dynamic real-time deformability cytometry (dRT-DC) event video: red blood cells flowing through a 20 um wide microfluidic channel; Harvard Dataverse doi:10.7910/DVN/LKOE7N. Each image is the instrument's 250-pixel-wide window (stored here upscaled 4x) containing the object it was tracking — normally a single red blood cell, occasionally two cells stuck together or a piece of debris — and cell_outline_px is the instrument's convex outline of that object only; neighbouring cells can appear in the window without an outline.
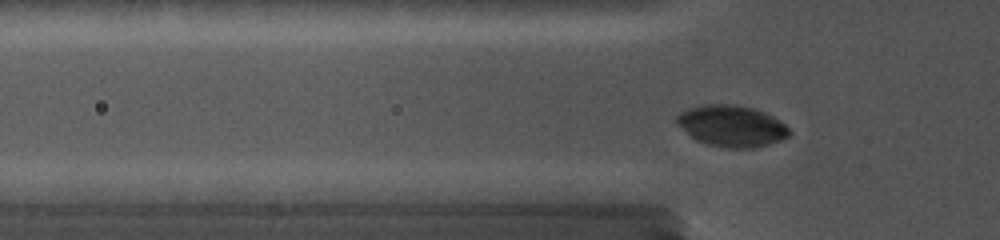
{"species": "common noctule bat (a hibernating species)", "species_latin": "Nyctalus noctula", "temperature_condition": "cold", "stored_images_in_passage": 65, "camera_frame_rate_fps": 5000, "um_per_image_px": 0.085, "animal": {"sex": "female", "body_mass_g": 19.0, "forearm_length_mm": 56.7}, "frame": {"image": 1, "passage_image": 16, "time_ms": 3.4, "image_size_px": [1000, 240], "cell_outline_px": [[792, 132], [788, 136], [780, 140], [768, 144], [752, 148], [732, 148], [708, 144], [696, 140], [676, 124], [676, 116], [680, 112], [688, 108], [704, 104], [732, 104], [752, 108], [764, 112], [780, 120]], "centroid_in_image_um": [62.17, 10.7], "position_along_channel_um": 63.6, "area_um2": 26.99}}
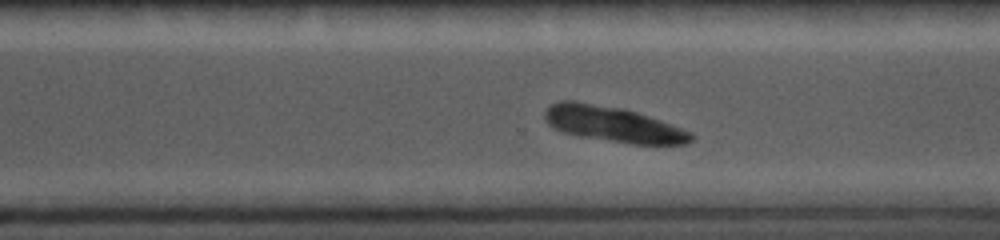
{"frame": {"image": 2, "passage_image": 47, "time_ms": 10.2, "image_size_px": [1000, 240], "cell_outline_px": [[692, 140], [684, 144], [632, 144], [580, 136], [564, 132], [552, 128], [544, 120], [544, 112], [552, 104], [560, 100], [576, 100], [624, 108], [672, 124], [692, 132]], "centroid_in_image_um": [52.07, 10.54], "position_along_channel_um": 318.5, "area_um2": 30.35}}
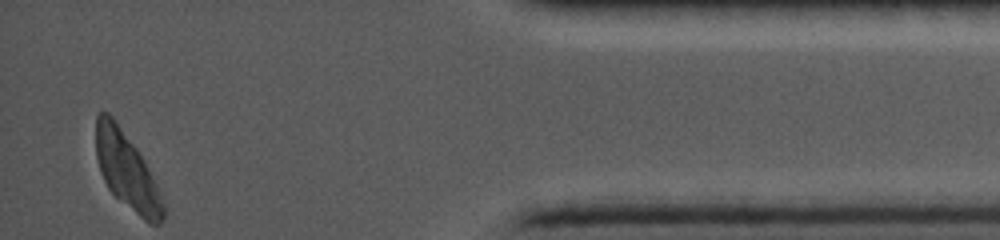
{"frame": {"image": 3, "passage_image": 65, "time_ms": 14.0, "image_size_px": [1000, 240], "cell_outline_px": [[164, 220], [160, 224], [148, 224], [120, 200], [108, 188], [100, 172], [96, 156], [96, 116], [100, 112], [108, 112], [112, 116], [136, 148], [148, 168], [156, 184], [164, 204]], "centroid_in_image_um": [10.77, 14.54], "position_along_channel_um": 424.4, "area_um2": 29.65}, "authors_computed_cell_mechanics": {"area_um2": 29.189, "velocity_mm_per_s": 3.7593, "shape_relaxation_time_tau1_ms": null, "shape_relaxation_time_tau2_ms": 4.6224, "deformation_change_tau1": null, "deformation_change_tau2": 0.0822}}